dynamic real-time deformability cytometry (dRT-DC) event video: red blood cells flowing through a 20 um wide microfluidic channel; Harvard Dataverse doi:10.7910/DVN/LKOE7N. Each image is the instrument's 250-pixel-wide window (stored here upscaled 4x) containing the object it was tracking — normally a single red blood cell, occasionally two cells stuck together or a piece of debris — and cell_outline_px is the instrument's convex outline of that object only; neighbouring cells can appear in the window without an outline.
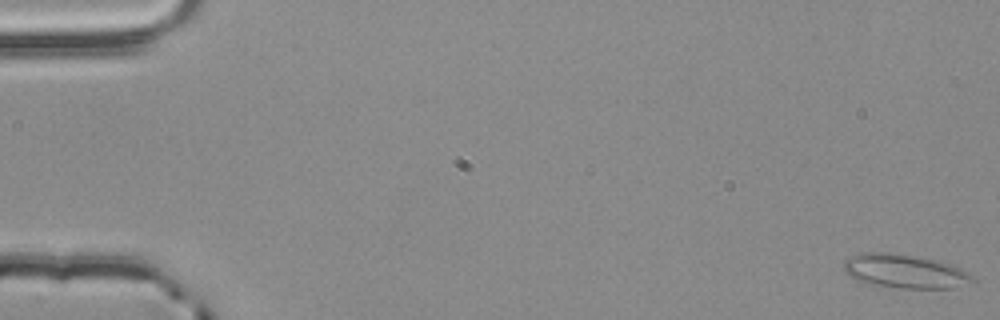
{"species": "common noctule bat (a hibernating species)", "species_latin": "Nyctalus noctula", "temperature_condition": "room temperature", "stored_images_in_passage": 57, "camera_frame_rate_fps": 3000, "um_per_image_px": 0.085, "animal": {"sex": "male", "body_mass_g": 20.4}, "frame": {"image": 1, "passage_image": 1, "time_ms": 0.0, "image_size_px": [1000, 320], "cell_outline_px": [[972, 280], [956, 288], [900, 288], [868, 284], [856, 280], [844, 268], [844, 260], [848, 256], [860, 252], [884, 252], [912, 256], [936, 260], [952, 264], [968, 272], [972, 276]], "centroid_in_image_um": [76.87, 23.05], "position_along_channel_um": 8.1, "area_um2": 25.2}}
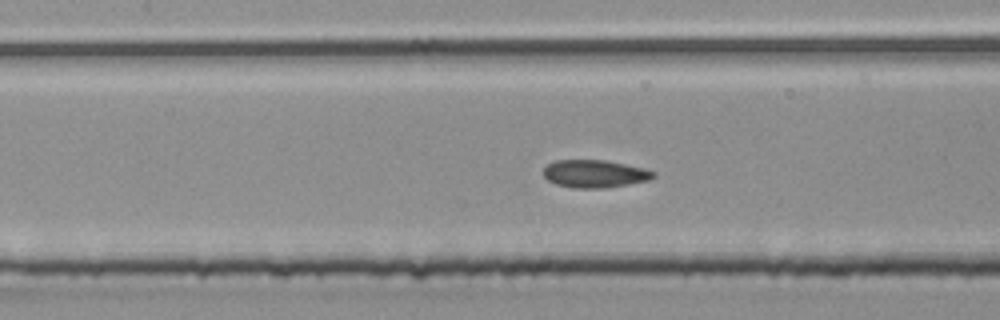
{"frame": {"image": 2, "passage_image": 26, "time_ms": 8.333, "image_size_px": [1000, 320], "cell_outline_px": [[656, 176], [648, 180], [628, 184], [604, 188], [572, 188], [556, 184], [548, 180], [544, 176], [544, 168], [548, 164], [556, 160], [608, 160], [644, 168], [656, 172]], "centroid_in_image_um": [50.56, 14.76], "position_along_channel_um": 156.8, "area_um2": 17.8}}
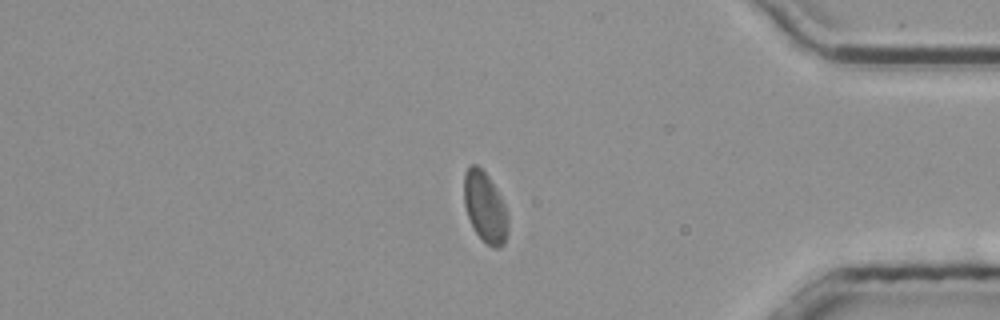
{"frame": {"image": 3, "passage_image": 47, "time_ms": 15.333, "image_size_px": [1000, 320], "cell_outline_px": [[508, 228], [504, 244], [500, 248], [492, 248], [476, 232], [468, 216], [464, 204], [464, 172], [472, 164], [476, 164], [488, 176], [496, 188], [504, 204], [508, 216]], "centroid_in_image_um": [41.23, 17.61], "position_along_channel_um": 394.0, "area_um2": 17.92}, "authors_computed_cell_mechanics": {"area_um2": 18.3804, "velocity_mm_per_s": 3.8026, "shape_relaxation_time_tau1_ms": 3.8307, "shape_relaxation_time_tau2_ms": 0.9506, "deformation_change_tau1": 0.096, "deformation_change_tau2": 0.043}}